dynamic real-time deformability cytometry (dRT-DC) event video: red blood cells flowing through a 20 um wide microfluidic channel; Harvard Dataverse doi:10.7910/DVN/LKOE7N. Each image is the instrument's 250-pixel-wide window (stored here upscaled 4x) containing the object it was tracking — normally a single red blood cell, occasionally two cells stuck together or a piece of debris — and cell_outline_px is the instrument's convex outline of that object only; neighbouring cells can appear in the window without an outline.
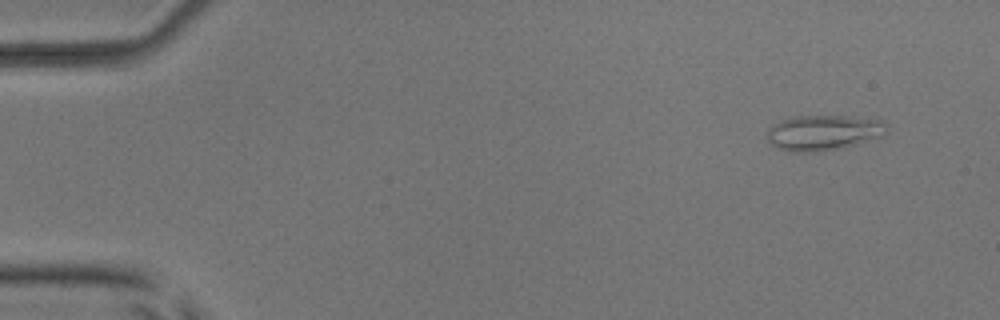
{"species": "common noctule bat (a hibernating species)", "species_latin": "Nyctalus noctula", "temperature_condition": "room temperature", "stored_images_in_passage": 7, "camera_frame_rate_fps": 3000, "um_per_image_px": 0.085, "animal": {"sex": "male", "body_mass_g": 17.9, "forearm_length_mm": 54.2}, "frame": {"image": 1, "passage_image": 2, "time_ms": 0.333, "image_size_px": [1000, 320], "cell_outline_px": [[888, 132], [880, 136], [836, 148], [808, 152], [792, 152], [776, 148], [768, 144], [768, 132], [776, 124], [784, 120], [796, 116], [848, 116], [880, 120], [888, 128]], "centroid_in_image_um": [69.96, 11.27], "position_along_channel_um": 15.0, "area_um2": 23.87}}
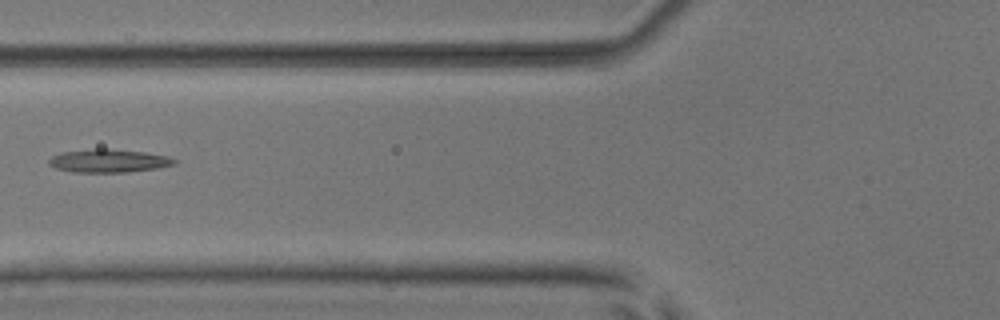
{"frame": {"image": 2, "passage_image": 7, "time_ms": 2.0, "image_size_px": [1000, 320], "cell_outline_px": [[180, 160], [176, 164], [160, 168], [128, 172], [72, 172], [56, 168], [48, 164], [48, 160], [52, 156], [60, 152], [96, 148], [108, 148], [144, 152], [168, 156]], "centroid_in_image_um": [9.27, 13.66], "position_along_channel_um": 116.5, "area_um2": 17.28}}